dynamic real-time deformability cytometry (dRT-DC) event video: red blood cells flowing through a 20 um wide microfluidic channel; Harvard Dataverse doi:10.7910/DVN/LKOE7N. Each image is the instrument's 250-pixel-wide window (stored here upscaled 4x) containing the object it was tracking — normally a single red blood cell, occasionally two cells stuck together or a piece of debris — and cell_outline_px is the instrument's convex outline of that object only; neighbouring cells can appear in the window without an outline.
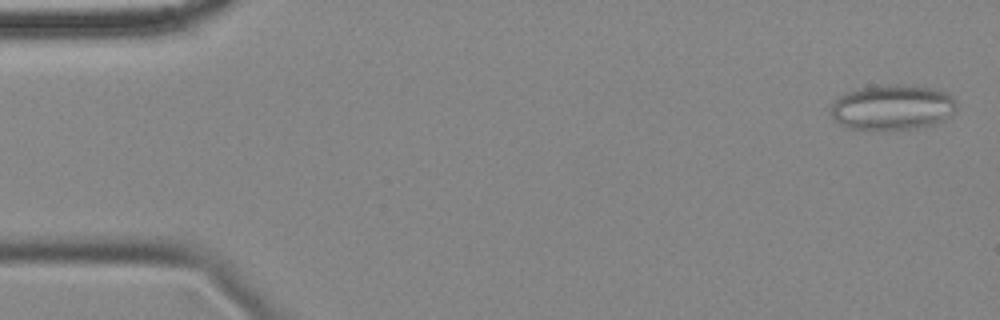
{"species": "common noctule bat (a hibernating species)", "species_latin": "Nyctalus noctula", "temperature_condition": "cold", "stored_images_in_passage": 51, "camera_frame_rate_fps": 3000, "um_per_image_px": 0.085, "animal": {"sex": "female", "body_mass_g": 18.4}, "frame": {"image": 1, "passage_image": 2, "time_ms": 0.333, "image_size_px": [1000, 320], "cell_outline_px": [[956, 108], [944, 120], [932, 124], [908, 128], [852, 128], [840, 124], [832, 116], [832, 104], [844, 92], [856, 88], [896, 84], [904, 84], [932, 88], [944, 92], [952, 96], [956, 100]], "centroid_in_image_um": [75.86, 9.08], "position_along_channel_um": 9.1, "area_um2": 32.48}}
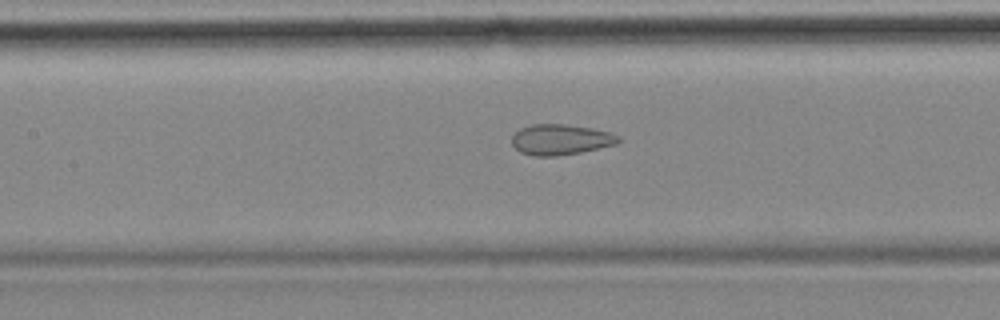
{"frame": {"image": 2, "passage_image": 25, "time_ms": 8.0, "image_size_px": [1000, 320], "cell_outline_px": [[620, 140], [616, 144], [580, 152], [556, 156], [532, 156], [520, 152], [512, 144], [512, 136], [520, 128], [532, 124], [564, 124], [592, 128], [612, 132], [620, 136]], "centroid_in_image_um": [47.65, 11.86], "position_along_channel_um": 159.7, "area_um2": 19.02}}
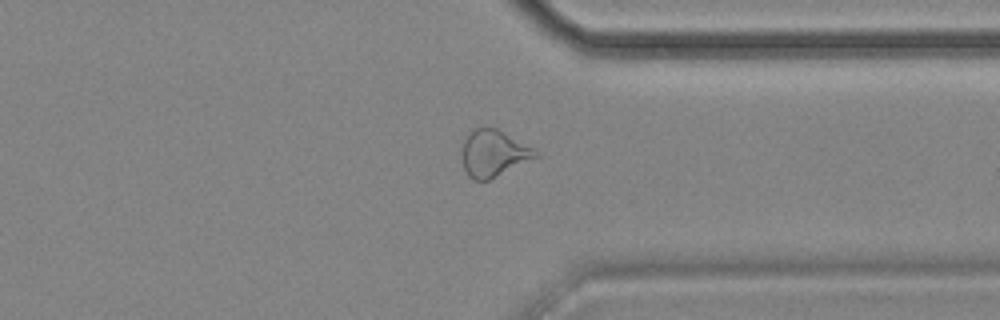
{"frame": {"image": 3, "passage_image": 43, "time_ms": 14.0, "image_size_px": [1000, 320], "cell_outline_px": [[540, 156], [488, 180], [472, 180], [468, 176], [464, 168], [464, 140], [472, 128], [496, 128], [504, 132], [540, 152]], "centroid_in_image_um": [41.98, 13.04], "position_along_channel_um": 369.4, "area_um2": 19.65}}